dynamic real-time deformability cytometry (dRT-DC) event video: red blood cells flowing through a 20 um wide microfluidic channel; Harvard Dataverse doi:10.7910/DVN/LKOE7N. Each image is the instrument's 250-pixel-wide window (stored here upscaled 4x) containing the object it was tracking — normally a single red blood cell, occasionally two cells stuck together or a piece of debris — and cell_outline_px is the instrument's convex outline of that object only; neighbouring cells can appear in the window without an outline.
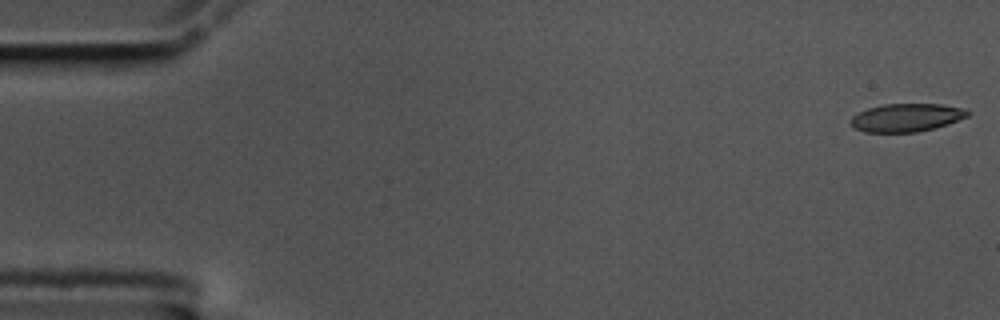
{"species": "common noctule bat (a hibernating species)", "species_latin": "Nyctalus noctula", "temperature_condition": "cold", "stored_images_in_passage": 58, "camera_frame_rate_fps": 3000, "um_per_image_px": 0.085, "animal": {"sex": "male", "body_mass_g": 17.5, "forearm_length_mm": 52.3}, "frame": {"image": 1, "passage_image": 1, "time_ms": 0.0, "image_size_px": [1000, 320], "cell_outline_px": [[972, 112], [968, 116], [948, 124], [936, 128], [916, 132], [864, 132], [856, 128], [852, 124], [852, 116], [868, 108], [884, 104], [940, 104], [968, 108]], "centroid_in_image_um": [77.13, 9.99], "position_along_channel_um": 7.9, "area_um2": 19.19}}
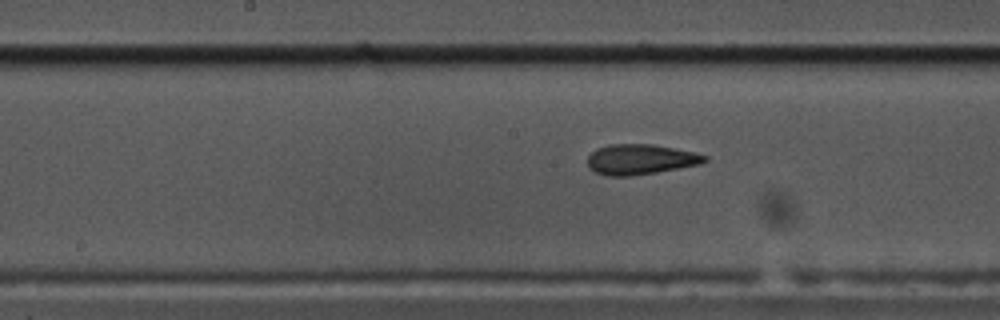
{"frame": {"image": 2, "passage_image": 29, "time_ms": 9.333, "image_size_px": [1000, 320], "cell_outline_px": [[708, 160], [700, 164], [656, 172], [632, 176], [608, 176], [596, 172], [588, 168], [588, 156], [596, 148], [612, 144], [652, 144], [696, 152], [708, 156]], "centroid_in_image_um": [54.44, 13.54], "position_along_channel_um": 193.8, "area_um2": 20.69}}
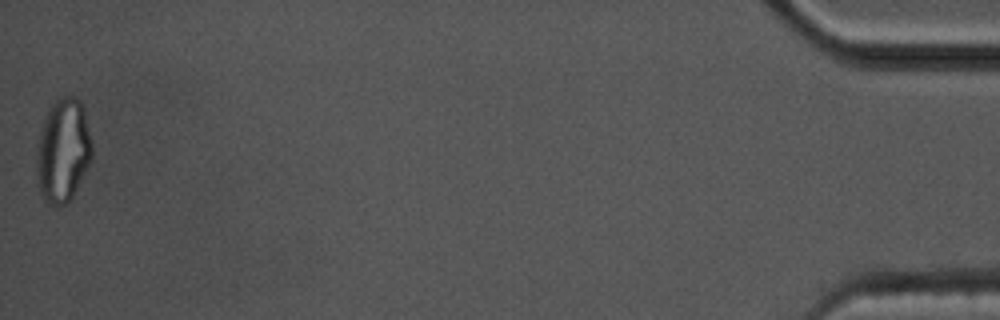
{"frame": {"image": 3, "passage_image": 58, "time_ms": 19.0, "image_size_px": [1000, 320], "cell_outline_px": [[92, 160], [72, 196], [64, 204], [56, 208], [44, 200], [36, 184], [36, 152], [40, 132], [48, 108], [60, 96], [76, 96], [80, 100], [84, 108], [92, 140]], "centroid_in_image_um": [5.35, 12.79], "position_along_channel_um": 429.8, "area_um2": 33.99}, "authors_computed_cell_mechanics": {"area_um2": 20.6924, "velocity_mm_per_s": 3.4456, "shape_relaxation_time_tau1_ms": 5.8105, "shape_relaxation_time_tau2_ms": 2.1276, "deformation_change_tau1": 0.1794, "deformation_change_tau2": 0.098}}